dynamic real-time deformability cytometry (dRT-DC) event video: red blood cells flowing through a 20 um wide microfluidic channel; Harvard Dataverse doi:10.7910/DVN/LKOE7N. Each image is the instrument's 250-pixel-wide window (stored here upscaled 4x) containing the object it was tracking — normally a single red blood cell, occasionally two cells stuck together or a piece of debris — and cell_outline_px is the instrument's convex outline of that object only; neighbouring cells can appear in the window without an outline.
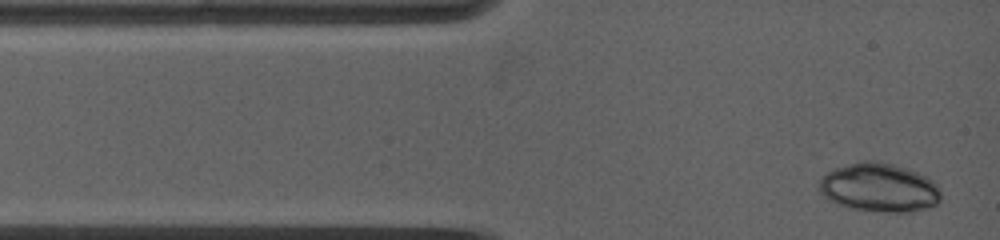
{"species": "common noctule bat (a hibernating species)", "species_latin": "Nyctalus noctula", "temperature_condition": "warm", "stored_images_in_passage": 3, "camera_frame_rate_fps": 5000, "um_per_image_px": 0.085, "animal": {"sex": "female", "body_mass_g": 19.0, "forearm_length_mm": 53.3}, "frame": {"image": 1, "passage_image": 1, "time_ms": 0.0, "image_size_px": [1000, 240], "cell_outline_px": [[940, 200], [936, 204], [928, 208], [908, 212], [888, 212], [848, 208], [836, 204], [828, 200], [820, 192], [816, 184], [832, 168], [860, 160], [876, 160], [892, 164], [928, 176], [936, 184], [940, 192]], "centroid_in_image_um": [74.69, 15.94], "position_along_channel_um": 10.3, "area_um2": 34.91}}